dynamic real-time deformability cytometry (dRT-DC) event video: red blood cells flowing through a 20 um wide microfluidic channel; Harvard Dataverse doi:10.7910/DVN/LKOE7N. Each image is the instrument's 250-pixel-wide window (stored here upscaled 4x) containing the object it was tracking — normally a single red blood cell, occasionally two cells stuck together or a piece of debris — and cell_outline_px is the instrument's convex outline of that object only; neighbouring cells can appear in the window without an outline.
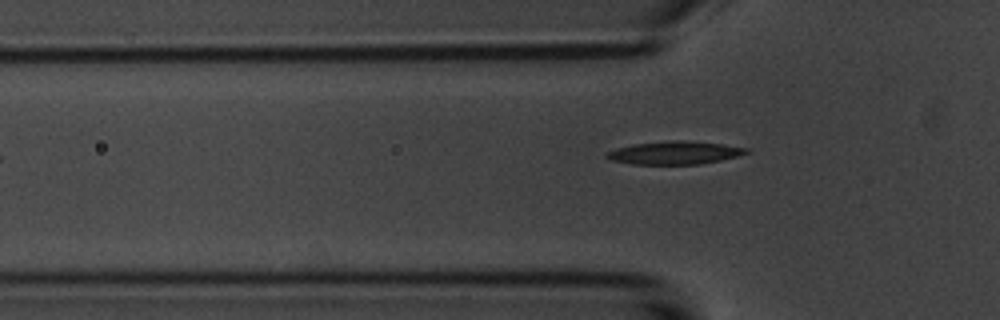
{"species": "common noctule bat (a hibernating species)", "species_latin": "Nyctalus noctula", "temperature_condition": "room temperature", "stored_images_in_passage": 6, "camera_frame_rate_fps": 3000, "um_per_image_px": 0.085, "animal": {"sex": "male", "body_mass_g": 20.1, "forearm_length_mm": 53.5}, "frame": {"image": 1, "passage_image": 6, "time_ms": 6.667, "image_size_px": [1000, 320], "cell_outline_px": [[748, 152], [736, 156], [720, 160], [700, 164], [632, 164], [612, 160], [604, 156], [608, 152], [616, 148], [636, 144], [668, 140], [676, 140], [720, 144], [748, 148]], "centroid_in_image_um": [57.31, 12.99], "position_along_channel_um": 68.5, "area_um2": 18.32}}